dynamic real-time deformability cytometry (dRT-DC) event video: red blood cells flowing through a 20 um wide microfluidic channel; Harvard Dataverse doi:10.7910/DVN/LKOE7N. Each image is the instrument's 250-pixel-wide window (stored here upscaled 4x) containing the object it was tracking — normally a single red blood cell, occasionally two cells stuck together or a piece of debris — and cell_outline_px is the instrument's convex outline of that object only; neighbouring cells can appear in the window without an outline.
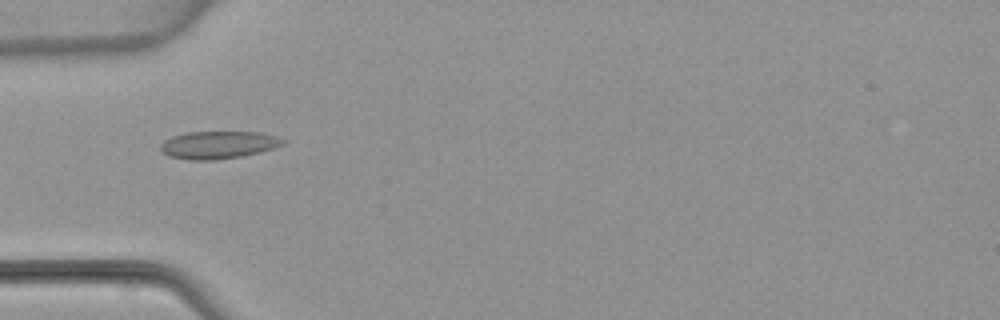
{"species": "common noctule bat (a hibernating species)", "species_latin": "Nyctalus noctula", "temperature_condition": "warm", "stored_images_in_passage": 6, "camera_frame_rate_fps": 3000, "um_per_image_px": 0.085, "animal": {"sex": "female", "body_mass_g": 22.7, "forearm_length_mm": 54.2}, "frame": {"image": 1, "passage_image": 5, "time_ms": 5.0, "image_size_px": [1000, 320], "cell_outline_px": [[288, 140], [284, 144], [260, 152], [240, 156], [216, 160], [188, 160], [168, 156], [160, 148], [160, 144], [164, 140], [172, 136], [188, 132], [260, 132], [276, 136]], "centroid_in_image_um": [18.56, 12.31], "position_along_channel_um": 66.4, "area_um2": 19.71}}
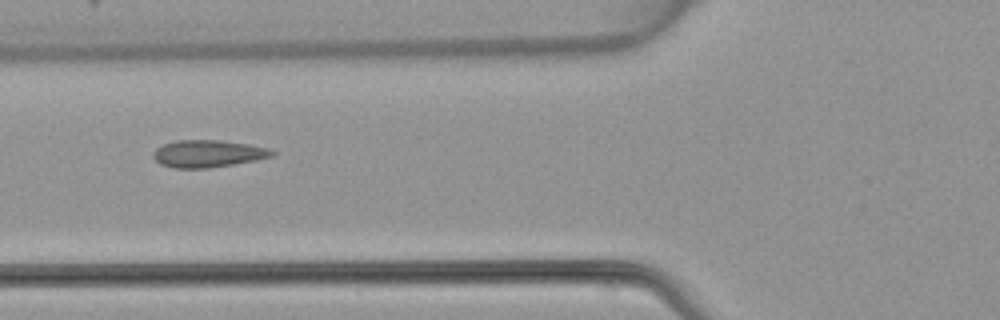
{"frame": {"image": 2, "passage_image": 6, "time_ms": 6.0, "image_size_px": [1000, 320], "cell_outline_px": [[276, 152], [272, 156], [256, 160], [208, 168], [176, 168], [160, 164], [152, 156], [152, 152], [156, 148], [164, 144], [176, 140], [220, 140], [248, 144], [268, 148]], "centroid_in_image_um": [17.65, 13.05], "position_along_channel_um": 108.1, "area_um2": 18.79}}